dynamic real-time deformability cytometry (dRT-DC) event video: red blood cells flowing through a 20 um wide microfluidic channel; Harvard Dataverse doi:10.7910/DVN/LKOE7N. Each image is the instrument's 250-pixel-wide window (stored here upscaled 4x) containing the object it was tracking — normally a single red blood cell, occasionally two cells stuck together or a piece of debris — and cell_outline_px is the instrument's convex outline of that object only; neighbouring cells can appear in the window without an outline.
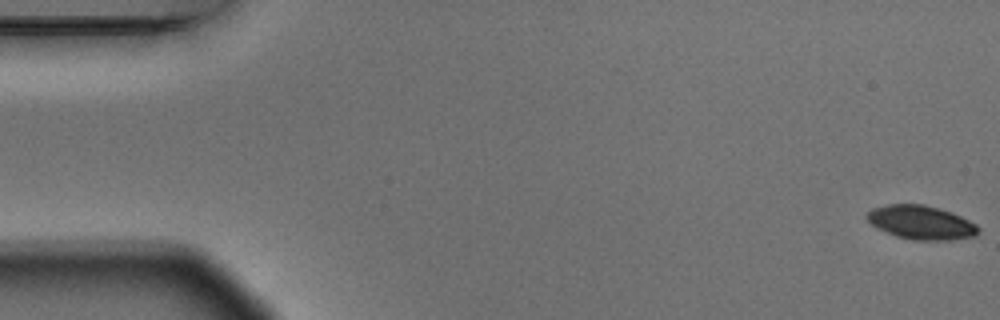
{"species": "Egyptian fruit bat (a non-hibernating species)", "species_latin": "Rousettus aegyptiacus", "temperature_condition": "warm", "stored_images_in_passage": 6, "camera_frame_rate_fps": 3000, "um_per_image_px": 0.085, "animal": {"sex": "male"}, "frame": {"image": 1, "passage_image": 1, "time_ms": 0.0, "image_size_px": [1000, 320], "cell_outline_px": [[980, 232], [976, 236], [952, 240], [912, 240], [896, 236], [884, 232], [876, 228], [868, 220], [868, 212], [872, 208], [888, 204], [924, 204], [952, 212], [976, 224], [980, 228]], "centroid_in_image_um": [78.32, 18.92], "position_along_channel_um": 6.7, "area_um2": 22.08}}